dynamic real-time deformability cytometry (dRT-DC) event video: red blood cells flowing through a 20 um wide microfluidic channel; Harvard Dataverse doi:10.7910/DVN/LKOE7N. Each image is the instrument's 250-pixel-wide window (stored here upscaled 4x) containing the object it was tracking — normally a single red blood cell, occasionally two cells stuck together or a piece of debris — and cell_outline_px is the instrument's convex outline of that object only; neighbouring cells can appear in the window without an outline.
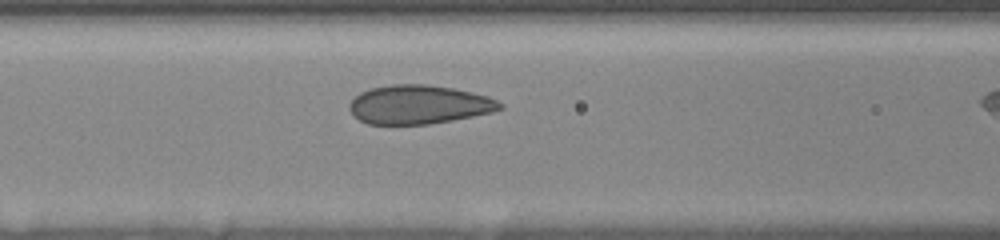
{"species": "human", "species_latin": "Homo sapiens", "temperature_condition": "room temperature", "stored_images_in_passage": 10, "camera_frame_rate_fps": 3000, "um_per_image_px": 0.085, "donor": {"sex": "female"}, "frame": {"image": 1, "passage_image": 4, "time_ms": 1.333, "image_size_px": [1000, 240], "cell_outline_px": [[504, 108], [492, 112], [452, 120], [428, 124], [368, 124], [352, 116], [348, 108], [348, 104], [360, 92], [372, 88], [392, 84], [428, 84], [452, 88], [472, 92], [488, 96], [504, 104]], "centroid_in_image_um": [35.59, 8.89], "position_along_channel_um": 131.0, "area_um2": 34.16}}
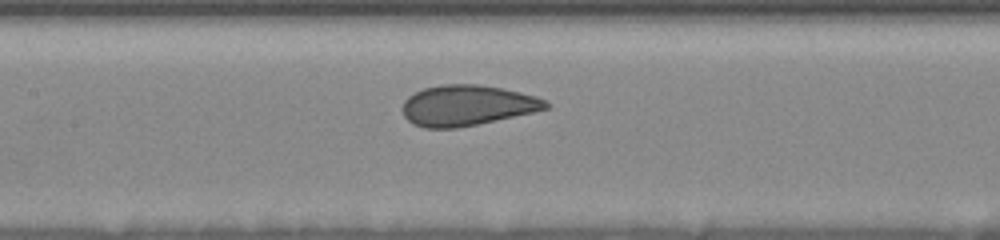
{"frame": {"image": 2, "passage_image": 7, "time_ms": 2.333, "image_size_px": [1000, 240], "cell_outline_px": [[552, 104], [548, 108], [532, 112], [476, 124], [456, 128], [424, 128], [412, 124], [404, 116], [404, 100], [408, 96], [424, 88], [444, 84], [480, 84], [520, 92], [536, 96]], "centroid_in_image_um": [39.69, 8.95], "position_along_channel_um": 167.7, "area_um2": 33.58}}